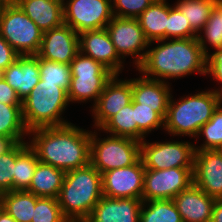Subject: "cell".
Here are the masks:
<instances>
[{"instance_id": "6da1fadb", "label": "cell", "mask_w": 222, "mask_h": 222, "mask_svg": "<svg viewBox=\"0 0 222 222\" xmlns=\"http://www.w3.org/2000/svg\"><path fill=\"white\" fill-rule=\"evenodd\" d=\"M29 146L39 162L65 172L90 163L91 131L70 123L64 126L40 127L29 131Z\"/></svg>"}, {"instance_id": "7a4b0ae2", "label": "cell", "mask_w": 222, "mask_h": 222, "mask_svg": "<svg viewBox=\"0 0 222 222\" xmlns=\"http://www.w3.org/2000/svg\"><path fill=\"white\" fill-rule=\"evenodd\" d=\"M154 42L158 45L146 50L143 62L136 67L144 77L166 82L167 79L182 78L194 72L207 74V57L197 38Z\"/></svg>"}, {"instance_id": "3957f363", "label": "cell", "mask_w": 222, "mask_h": 222, "mask_svg": "<svg viewBox=\"0 0 222 222\" xmlns=\"http://www.w3.org/2000/svg\"><path fill=\"white\" fill-rule=\"evenodd\" d=\"M102 197V174L89 163L66 172L57 200L69 222H84Z\"/></svg>"}, {"instance_id": "277c9868", "label": "cell", "mask_w": 222, "mask_h": 222, "mask_svg": "<svg viewBox=\"0 0 222 222\" xmlns=\"http://www.w3.org/2000/svg\"><path fill=\"white\" fill-rule=\"evenodd\" d=\"M171 94L164 129L173 136L197 137L200 128L212 117L222 96L213 90L202 91L174 101Z\"/></svg>"}, {"instance_id": "5b68a950", "label": "cell", "mask_w": 222, "mask_h": 222, "mask_svg": "<svg viewBox=\"0 0 222 222\" xmlns=\"http://www.w3.org/2000/svg\"><path fill=\"white\" fill-rule=\"evenodd\" d=\"M68 104L70 102L65 89L40 79L22 101V116L26 128L30 131L40 127L70 124L61 116Z\"/></svg>"}, {"instance_id": "8992f818", "label": "cell", "mask_w": 222, "mask_h": 222, "mask_svg": "<svg viewBox=\"0 0 222 222\" xmlns=\"http://www.w3.org/2000/svg\"><path fill=\"white\" fill-rule=\"evenodd\" d=\"M0 35L20 55H36L43 32L13 0L0 13Z\"/></svg>"}, {"instance_id": "52a82bcc", "label": "cell", "mask_w": 222, "mask_h": 222, "mask_svg": "<svg viewBox=\"0 0 222 222\" xmlns=\"http://www.w3.org/2000/svg\"><path fill=\"white\" fill-rule=\"evenodd\" d=\"M71 81L67 92L69 102H86L93 99L94 105L106 84L115 75L93 58L78 52L70 62Z\"/></svg>"}, {"instance_id": "ba28073f", "label": "cell", "mask_w": 222, "mask_h": 222, "mask_svg": "<svg viewBox=\"0 0 222 222\" xmlns=\"http://www.w3.org/2000/svg\"><path fill=\"white\" fill-rule=\"evenodd\" d=\"M97 135L91 131L90 164L101 174L128 167L140 159V141L112 135L97 138Z\"/></svg>"}, {"instance_id": "9c48e42d", "label": "cell", "mask_w": 222, "mask_h": 222, "mask_svg": "<svg viewBox=\"0 0 222 222\" xmlns=\"http://www.w3.org/2000/svg\"><path fill=\"white\" fill-rule=\"evenodd\" d=\"M195 145L190 142H146L140 144V158L145 169L163 170L194 167Z\"/></svg>"}, {"instance_id": "30bf717a", "label": "cell", "mask_w": 222, "mask_h": 222, "mask_svg": "<svg viewBox=\"0 0 222 222\" xmlns=\"http://www.w3.org/2000/svg\"><path fill=\"white\" fill-rule=\"evenodd\" d=\"M64 24L78 35L106 28L112 20V0H68L63 3Z\"/></svg>"}, {"instance_id": "8fae6325", "label": "cell", "mask_w": 222, "mask_h": 222, "mask_svg": "<svg viewBox=\"0 0 222 222\" xmlns=\"http://www.w3.org/2000/svg\"><path fill=\"white\" fill-rule=\"evenodd\" d=\"M193 169L194 167L145 169L142 201L172 200L193 183Z\"/></svg>"}, {"instance_id": "7c38bea8", "label": "cell", "mask_w": 222, "mask_h": 222, "mask_svg": "<svg viewBox=\"0 0 222 222\" xmlns=\"http://www.w3.org/2000/svg\"><path fill=\"white\" fill-rule=\"evenodd\" d=\"M106 30L118 55L122 59H126L125 56L135 57L133 64L138 67L146 56L145 49L152 45L146 39L138 19L113 17Z\"/></svg>"}, {"instance_id": "4fadbf2b", "label": "cell", "mask_w": 222, "mask_h": 222, "mask_svg": "<svg viewBox=\"0 0 222 222\" xmlns=\"http://www.w3.org/2000/svg\"><path fill=\"white\" fill-rule=\"evenodd\" d=\"M145 167L141 158L128 167L116 168L102 174V194L109 198L141 199Z\"/></svg>"}, {"instance_id": "5bb4252c", "label": "cell", "mask_w": 222, "mask_h": 222, "mask_svg": "<svg viewBox=\"0 0 222 222\" xmlns=\"http://www.w3.org/2000/svg\"><path fill=\"white\" fill-rule=\"evenodd\" d=\"M79 52V35L66 24L52 28L42 35L37 57L70 64Z\"/></svg>"}, {"instance_id": "9a60e30c", "label": "cell", "mask_w": 222, "mask_h": 222, "mask_svg": "<svg viewBox=\"0 0 222 222\" xmlns=\"http://www.w3.org/2000/svg\"><path fill=\"white\" fill-rule=\"evenodd\" d=\"M114 75L93 105L94 126L100 129L113 115L132 103V79L121 80Z\"/></svg>"}, {"instance_id": "2e32d148", "label": "cell", "mask_w": 222, "mask_h": 222, "mask_svg": "<svg viewBox=\"0 0 222 222\" xmlns=\"http://www.w3.org/2000/svg\"><path fill=\"white\" fill-rule=\"evenodd\" d=\"M193 183L210 197L222 198V150L195 151Z\"/></svg>"}, {"instance_id": "e0dca14e", "label": "cell", "mask_w": 222, "mask_h": 222, "mask_svg": "<svg viewBox=\"0 0 222 222\" xmlns=\"http://www.w3.org/2000/svg\"><path fill=\"white\" fill-rule=\"evenodd\" d=\"M79 52L93 58L115 75L123 70V59L118 55L106 28L79 34Z\"/></svg>"}, {"instance_id": "ac0fdd59", "label": "cell", "mask_w": 222, "mask_h": 222, "mask_svg": "<svg viewBox=\"0 0 222 222\" xmlns=\"http://www.w3.org/2000/svg\"><path fill=\"white\" fill-rule=\"evenodd\" d=\"M142 199L103 196L84 222H140Z\"/></svg>"}, {"instance_id": "d6986e66", "label": "cell", "mask_w": 222, "mask_h": 222, "mask_svg": "<svg viewBox=\"0 0 222 222\" xmlns=\"http://www.w3.org/2000/svg\"><path fill=\"white\" fill-rule=\"evenodd\" d=\"M183 222H210L215 199L192 183L172 199Z\"/></svg>"}, {"instance_id": "ffe728a7", "label": "cell", "mask_w": 222, "mask_h": 222, "mask_svg": "<svg viewBox=\"0 0 222 222\" xmlns=\"http://www.w3.org/2000/svg\"><path fill=\"white\" fill-rule=\"evenodd\" d=\"M167 83L144 76L132 79V102L151 107L165 119L171 97V87Z\"/></svg>"}, {"instance_id": "44dd1931", "label": "cell", "mask_w": 222, "mask_h": 222, "mask_svg": "<svg viewBox=\"0 0 222 222\" xmlns=\"http://www.w3.org/2000/svg\"><path fill=\"white\" fill-rule=\"evenodd\" d=\"M3 78L23 101L40 81L39 57L19 56L3 70Z\"/></svg>"}, {"instance_id": "7402d4cb", "label": "cell", "mask_w": 222, "mask_h": 222, "mask_svg": "<svg viewBox=\"0 0 222 222\" xmlns=\"http://www.w3.org/2000/svg\"><path fill=\"white\" fill-rule=\"evenodd\" d=\"M44 33L64 24L63 3L56 0H14Z\"/></svg>"}, {"instance_id": "603a6c76", "label": "cell", "mask_w": 222, "mask_h": 222, "mask_svg": "<svg viewBox=\"0 0 222 222\" xmlns=\"http://www.w3.org/2000/svg\"><path fill=\"white\" fill-rule=\"evenodd\" d=\"M65 174L66 172L61 169L39 162L26 191L37 197L57 199L63 186Z\"/></svg>"}, {"instance_id": "cb8c5ba5", "label": "cell", "mask_w": 222, "mask_h": 222, "mask_svg": "<svg viewBox=\"0 0 222 222\" xmlns=\"http://www.w3.org/2000/svg\"><path fill=\"white\" fill-rule=\"evenodd\" d=\"M137 19L149 43L166 39L168 2L155 0Z\"/></svg>"}, {"instance_id": "d4e9b609", "label": "cell", "mask_w": 222, "mask_h": 222, "mask_svg": "<svg viewBox=\"0 0 222 222\" xmlns=\"http://www.w3.org/2000/svg\"><path fill=\"white\" fill-rule=\"evenodd\" d=\"M2 208L16 222H31L37 196L26 190H13L1 193Z\"/></svg>"}, {"instance_id": "484cf974", "label": "cell", "mask_w": 222, "mask_h": 222, "mask_svg": "<svg viewBox=\"0 0 222 222\" xmlns=\"http://www.w3.org/2000/svg\"><path fill=\"white\" fill-rule=\"evenodd\" d=\"M39 160L28 142L17 144V158L13 176V190H27Z\"/></svg>"}, {"instance_id": "4316f807", "label": "cell", "mask_w": 222, "mask_h": 222, "mask_svg": "<svg viewBox=\"0 0 222 222\" xmlns=\"http://www.w3.org/2000/svg\"><path fill=\"white\" fill-rule=\"evenodd\" d=\"M219 0H178L175 6L189 21L191 28L199 34Z\"/></svg>"}, {"instance_id": "83f0119b", "label": "cell", "mask_w": 222, "mask_h": 222, "mask_svg": "<svg viewBox=\"0 0 222 222\" xmlns=\"http://www.w3.org/2000/svg\"><path fill=\"white\" fill-rule=\"evenodd\" d=\"M147 208V209H146ZM140 222H183L173 200L142 202Z\"/></svg>"}, {"instance_id": "f1b7e54d", "label": "cell", "mask_w": 222, "mask_h": 222, "mask_svg": "<svg viewBox=\"0 0 222 222\" xmlns=\"http://www.w3.org/2000/svg\"><path fill=\"white\" fill-rule=\"evenodd\" d=\"M109 132L112 136L137 140V122L133 102L113 115L98 131Z\"/></svg>"}, {"instance_id": "f546056e", "label": "cell", "mask_w": 222, "mask_h": 222, "mask_svg": "<svg viewBox=\"0 0 222 222\" xmlns=\"http://www.w3.org/2000/svg\"><path fill=\"white\" fill-rule=\"evenodd\" d=\"M202 32L204 33L203 36L201 35ZM197 39L206 57L209 56L207 42L214 50L222 48V0H219L212 10L208 21L197 35Z\"/></svg>"}, {"instance_id": "4dcf8cb0", "label": "cell", "mask_w": 222, "mask_h": 222, "mask_svg": "<svg viewBox=\"0 0 222 222\" xmlns=\"http://www.w3.org/2000/svg\"><path fill=\"white\" fill-rule=\"evenodd\" d=\"M28 136L23 116L22 105H8L0 102V135Z\"/></svg>"}, {"instance_id": "1f68e13d", "label": "cell", "mask_w": 222, "mask_h": 222, "mask_svg": "<svg viewBox=\"0 0 222 222\" xmlns=\"http://www.w3.org/2000/svg\"><path fill=\"white\" fill-rule=\"evenodd\" d=\"M222 99L218 108L214 111L211 119L204 124L198 134V138L200 135L202 137L205 136L204 143L196 147L195 151L201 150H222Z\"/></svg>"}, {"instance_id": "d6a6232c", "label": "cell", "mask_w": 222, "mask_h": 222, "mask_svg": "<svg viewBox=\"0 0 222 222\" xmlns=\"http://www.w3.org/2000/svg\"><path fill=\"white\" fill-rule=\"evenodd\" d=\"M40 79L45 83L58 84L67 92L70 87L71 69L70 64L39 58Z\"/></svg>"}, {"instance_id": "836d02e7", "label": "cell", "mask_w": 222, "mask_h": 222, "mask_svg": "<svg viewBox=\"0 0 222 222\" xmlns=\"http://www.w3.org/2000/svg\"><path fill=\"white\" fill-rule=\"evenodd\" d=\"M133 109L137 122V141L142 142L149 132L164 127V119L151 107L133 103Z\"/></svg>"}, {"instance_id": "e575fe53", "label": "cell", "mask_w": 222, "mask_h": 222, "mask_svg": "<svg viewBox=\"0 0 222 222\" xmlns=\"http://www.w3.org/2000/svg\"><path fill=\"white\" fill-rule=\"evenodd\" d=\"M197 33L191 28L189 21L174 5L168 3V23L166 27V39L197 38Z\"/></svg>"}, {"instance_id": "d590c367", "label": "cell", "mask_w": 222, "mask_h": 222, "mask_svg": "<svg viewBox=\"0 0 222 222\" xmlns=\"http://www.w3.org/2000/svg\"><path fill=\"white\" fill-rule=\"evenodd\" d=\"M31 222H69L56 198L37 197Z\"/></svg>"}, {"instance_id": "8d00e7d4", "label": "cell", "mask_w": 222, "mask_h": 222, "mask_svg": "<svg viewBox=\"0 0 222 222\" xmlns=\"http://www.w3.org/2000/svg\"><path fill=\"white\" fill-rule=\"evenodd\" d=\"M155 0H113L112 13L114 17L137 18Z\"/></svg>"}, {"instance_id": "74e56055", "label": "cell", "mask_w": 222, "mask_h": 222, "mask_svg": "<svg viewBox=\"0 0 222 222\" xmlns=\"http://www.w3.org/2000/svg\"><path fill=\"white\" fill-rule=\"evenodd\" d=\"M17 145L8 153L0 156V193L13 191V176Z\"/></svg>"}, {"instance_id": "f35d334b", "label": "cell", "mask_w": 222, "mask_h": 222, "mask_svg": "<svg viewBox=\"0 0 222 222\" xmlns=\"http://www.w3.org/2000/svg\"><path fill=\"white\" fill-rule=\"evenodd\" d=\"M208 74L212 75L213 79L215 78L222 84V48L209 54L207 57ZM213 91L222 96V87Z\"/></svg>"}, {"instance_id": "ab89813d", "label": "cell", "mask_w": 222, "mask_h": 222, "mask_svg": "<svg viewBox=\"0 0 222 222\" xmlns=\"http://www.w3.org/2000/svg\"><path fill=\"white\" fill-rule=\"evenodd\" d=\"M20 55L10 46V44L0 35V70L6 69Z\"/></svg>"}, {"instance_id": "60d3db41", "label": "cell", "mask_w": 222, "mask_h": 222, "mask_svg": "<svg viewBox=\"0 0 222 222\" xmlns=\"http://www.w3.org/2000/svg\"><path fill=\"white\" fill-rule=\"evenodd\" d=\"M0 102L8 105H22V101L17 92L5 81L0 80Z\"/></svg>"}, {"instance_id": "b9f144b4", "label": "cell", "mask_w": 222, "mask_h": 222, "mask_svg": "<svg viewBox=\"0 0 222 222\" xmlns=\"http://www.w3.org/2000/svg\"><path fill=\"white\" fill-rule=\"evenodd\" d=\"M23 137L0 135V156L10 152L19 142H24Z\"/></svg>"}, {"instance_id": "7bdbcfd3", "label": "cell", "mask_w": 222, "mask_h": 222, "mask_svg": "<svg viewBox=\"0 0 222 222\" xmlns=\"http://www.w3.org/2000/svg\"><path fill=\"white\" fill-rule=\"evenodd\" d=\"M210 222H222V198L215 199Z\"/></svg>"}, {"instance_id": "ee69618b", "label": "cell", "mask_w": 222, "mask_h": 222, "mask_svg": "<svg viewBox=\"0 0 222 222\" xmlns=\"http://www.w3.org/2000/svg\"><path fill=\"white\" fill-rule=\"evenodd\" d=\"M0 222H16L3 208L0 211Z\"/></svg>"}, {"instance_id": "f6af8a7d", "label": "cell", "mask_w": 222, "mask_h": 222, "mask_svg": "<svg viewBox=\"0 0 222 222\" xmlns=\"http://www.w3.org/2000/svg\"><path fill=\"white\" fill-rule=\"evenodd\" d=\"M4 5H5V2L3 0H0V13Z\"/></svg>"}, {"instance_id": "bcb514c9", "label": "cell", "mask_w": 222, "mask_h": 222, "mask_svg": "<svg viewBox=\"0 0 222 222\" xmlns=\"http://www.w3.org/2000/svg\"><path fill=\"white\" fill-rule=\"evenodd\" d=\"M2 210V195L0 193V211Z\"/></svg>"}, {"instance_id": "7dc6e473", "label": "cell", "mask_w": 222, "mask_h": 222, "mask_svg": "<svg viewBox=\"0 0 222 222\" xmlns=\"http://www.w3.org/2000/svg\"><path fill=\"white\" fill-rule=\"evenodd\" d=\"M3 78V71L0 70V80Z\"/></svg>"}, {"instance_id": "c3c4849f", "label": "cell", "mask_w": 222, "mask_h": 222, "mask_svg": "<svg viewBox=\"0 0 222 222\" xmlns=\"http://www.w3.org/2000/svg\"><path fill=\"white\" fill-rule=\"evenodd\" d=\"M56 1H59V2H61V3H64V2H65V0H56Z\"/></svg>"}, {"instance_id": "681fc988", "label": "cell", "mask_w": 222, "mask_h": 222, "mask_svg": "<svg viewBox=\"0 0 222 222\" xmlns=\"http://www.w3.org/2000/svg\"><path fill=\"white\" fill-rule=\"evenodd\" d=\"M5 3H7V2H10V1H13V0H3Z\"/></svg>"}]
</instances>
